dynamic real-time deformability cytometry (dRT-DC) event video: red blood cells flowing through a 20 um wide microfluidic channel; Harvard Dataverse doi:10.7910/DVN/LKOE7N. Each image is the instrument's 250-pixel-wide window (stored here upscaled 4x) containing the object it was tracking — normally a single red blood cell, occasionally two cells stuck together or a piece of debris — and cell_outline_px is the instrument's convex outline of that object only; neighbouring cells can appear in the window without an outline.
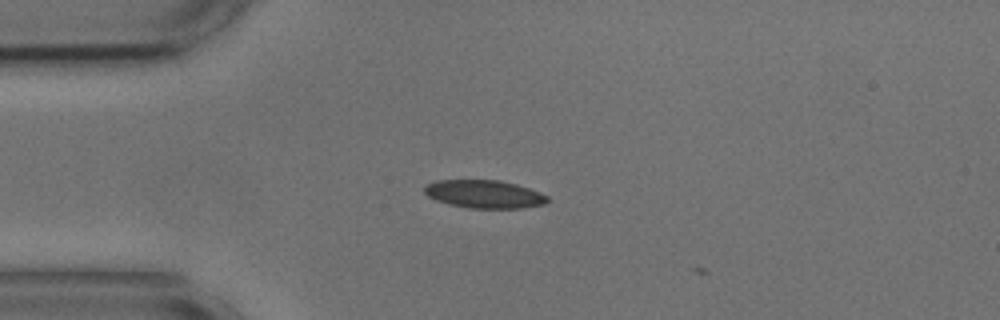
{"species": "common noctule bat (a hibernating species)", "species_latin": "Nyctalus noctula", "temperature_condition": "cold", "stored_images_in_passage": 4, "camera_frame_rate_fps": 3000, "um_per_image_px": 0.085, "animal": {"sex": "male", "body_mass_g": 17.9, "forearm_length_mm": 54.2}, "frame": {"image": 1, "passage_image": 2, "time_ms": 0.333, "image_size_px": [1000, 320], "cell_outline_px": [[548, 200], [544, 204], [520, 208], [468, 208], [448, 204], [436, 200], [428, 196], [424, 192], [424, 184], [436, 180], [500, 180], [516, 184], [540, 192], [548, 196]], "centroid_in_image_um": [41.13, 16.49], "position_along_channel_um": 43.9, "area_um2": 20.17}}